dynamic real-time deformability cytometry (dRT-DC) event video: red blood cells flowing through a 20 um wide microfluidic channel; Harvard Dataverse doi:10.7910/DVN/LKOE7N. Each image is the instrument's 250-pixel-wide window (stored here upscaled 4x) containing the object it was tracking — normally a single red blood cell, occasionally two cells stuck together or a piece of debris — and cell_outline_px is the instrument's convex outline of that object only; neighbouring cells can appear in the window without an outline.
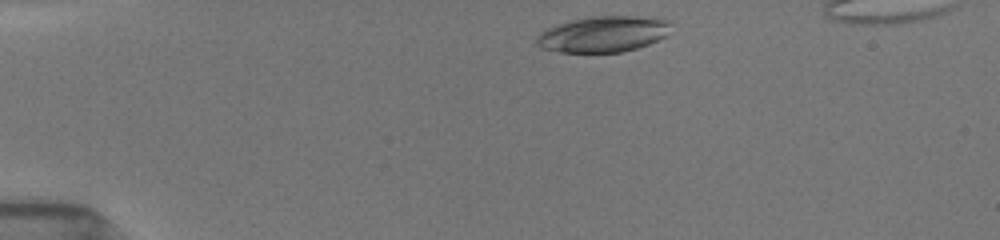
{"species": "common noctule bat (a hibernating species)", "species_latin": "Nyctalus noctula", "temperature_condition": "room temperature", "stored_images_in_passage": 15, "camera_frame_rate_fps": 3000, "um_per_image_px": 0.085, "animal": {"sex": "female", "body_mass_g": 19.5, "forearm_length_mm": 54.1}, "frame": {"image": 1, "passage_image": 3, "time_ms": 0.333, "image_size_px": [1000, 240], "cell_outline_px": [[668, 24], [664, 36], [648, 44], [624, 52], [560, 52], [540, 48], [536, 44], [536, 40], [540, 32], [548, 28], [572, 20], [588, 16], [632, 16], [668, 20]], "centroid_in_image_um": [51.19, 2.91], "position_along_channel_um": 33.8, "area_um2": 27.63}}
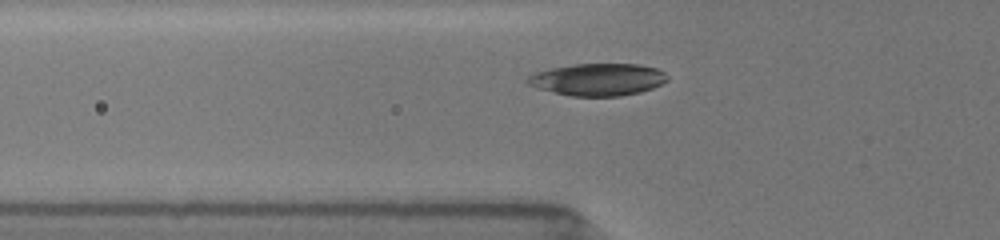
{"frame": {"image": 2, "passage_image": 13, "time_ms": 3.0, "image_size_px": [1000, 240], "cell_outline_px": [[668, 80], [652, 88], [640, 92], [620, 96], [572, 96], [536, 88], [528, 84], [524, 80], [532, 72], [572, 64], [640, 64], [656, 68], [664, 72], [668, 76]], "centroid_in_image_um": [50.79, 6.75], "position_along_channel_um": 75.0, "area_um2": 26.36}}